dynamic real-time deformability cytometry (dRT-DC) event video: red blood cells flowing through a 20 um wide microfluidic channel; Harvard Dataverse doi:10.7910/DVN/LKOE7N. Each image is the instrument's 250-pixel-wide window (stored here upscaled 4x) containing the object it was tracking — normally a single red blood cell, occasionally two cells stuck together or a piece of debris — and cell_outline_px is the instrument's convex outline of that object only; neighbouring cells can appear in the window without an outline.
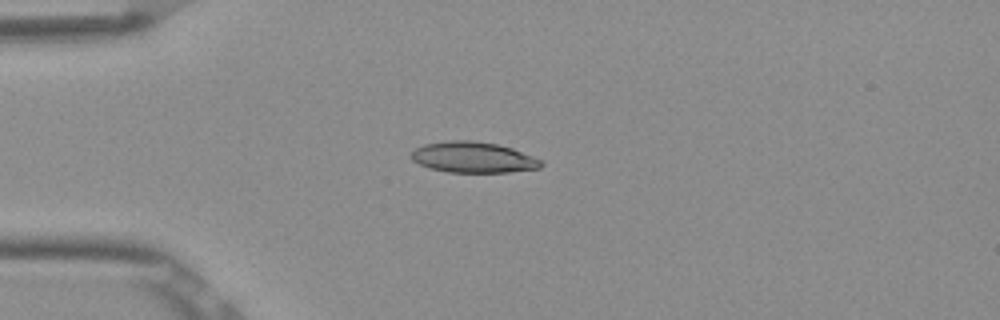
{"species": "Egyptian fruit bat (a non-hibernating species)", "species_latin": "Rousettus aegyptiacus", "temperature_condition": "room temperature", "stored_images_in_passage": 6, "camera_frame_rate_fps": 3000, "um_per_image_px": 0.085, "frame": {"image": 1, "passage_image": 4, "time_ms": 1.0, "image_size_px": [1000, 320], "cell_outline_px": [[544, 164], [540, 168], [508, 172], [448, 172], [428, 168], [412, 160], [412, 152], [416, 148], [424, 144], [452, 140], [472, 140], [496, 144], [512, 148], [544, 160]], "centroid_in_image_um": [40.26, 13.37], "position_along_channel_um": 44.7, "area_um2": 23.35}}
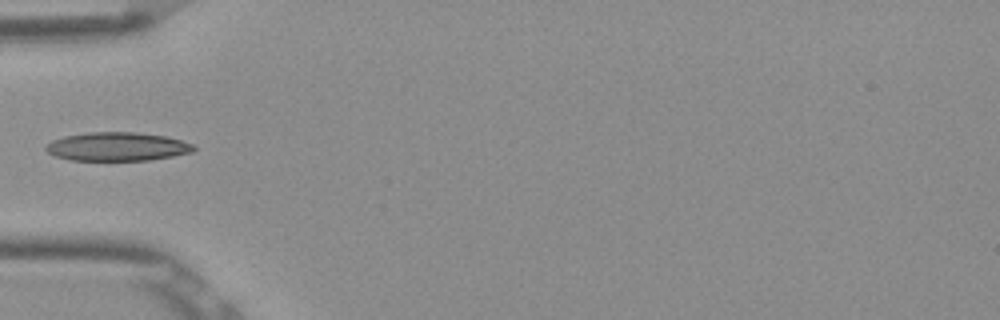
{"frame": {"image": 2, "passage_image": 5, "time_ms": 1.333, "image_size_px": [1000, 320], "cell_outline_px": [[196, 148], [192, 152], [172, 156], [148, 160], [72, 160], [56, 156], [48, 152], [44, 148], [52, 140], [64, 136], [88, 132], [136, 132], [164, 136], [180, 140], [192, 144]], "centroid_in_image_um": [9.95, 12.46], "position_along_channel_um": 75.0, "area_um2": 24.45}}
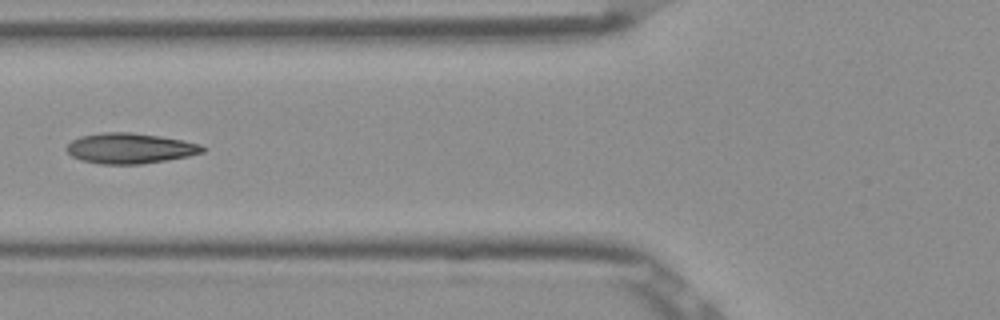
{"frame": {"image": 3, "passage_image": 6, "time_ms": 1.667, "image_size_px": [1000, 320], "cell_outline_px": [[204, 152], [188, 156], [140, 164], [100, 164], [80, 160], [72, 156], [64, 148], [72, 140], [80, 136], [104, 132], [132, 132], [160, 136], [184, 140], [200, 144], [204, 148]], "centroid_in_image_um": [11.02, 12.6], "position_along_channel_um": 114.8, "area_um2": 24.1}}